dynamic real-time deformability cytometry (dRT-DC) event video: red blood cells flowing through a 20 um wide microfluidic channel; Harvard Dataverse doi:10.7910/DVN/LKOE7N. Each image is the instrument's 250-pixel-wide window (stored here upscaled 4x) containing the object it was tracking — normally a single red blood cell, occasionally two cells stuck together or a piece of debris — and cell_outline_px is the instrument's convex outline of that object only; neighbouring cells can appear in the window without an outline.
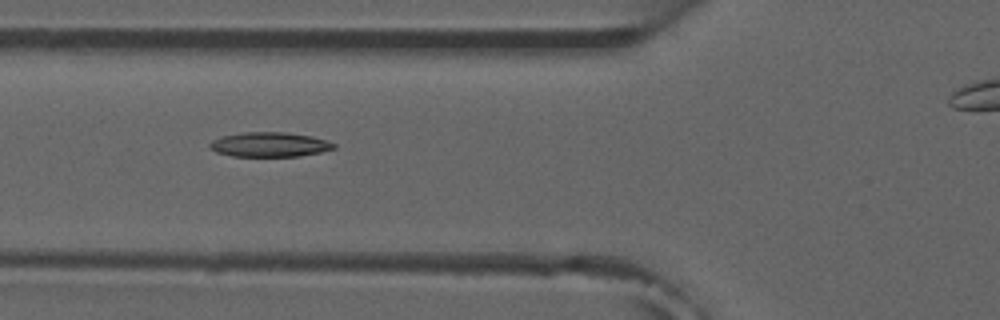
{"species": "common noctule bat (a hibernating species)", "species_latin": "Nyctalus noctula", "temperature_condition": "room temperature", "stored_images_in_passage": 7, "camera_frame_rate_fps": 3000, "um_per_image_px": 0.085, "animal": {"sex": "male", "forearm_length_mm": 52.5}, "frame": {"image": 1, "passage_image": 6, "time_ms": 5.667, "image_size_px": [1000, 320], "cell_outline_px": [[336, 148], [320, 152], [300, 156], [232, 156], [216, 152], [208, 148], [208, 144], [212, 140], [220, 136], [240, 132], [288, 132], [312, 136], [328, 140], [336, 144]], "centroid_in_image_um": [22.89, 12.27], "position_along_channel_um": 102.9, "area_um2": 18.09}}
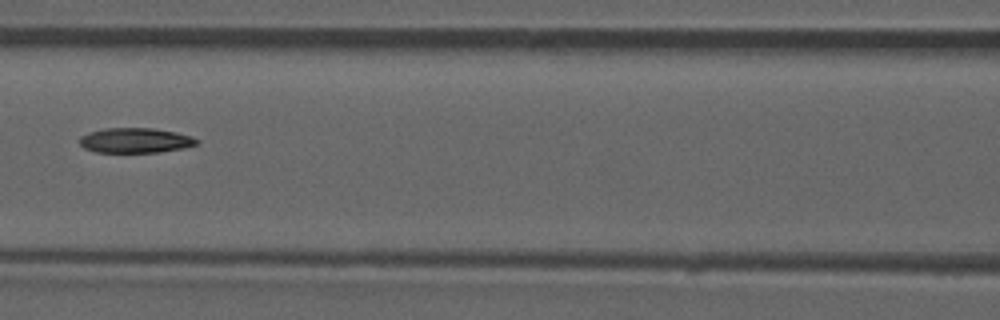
{"frame": {"image": 2, "passage_image": 7, "time_ms": 7.0, "image_size_px": [1000, 320], "cell_outline_px": [[200, 140], [196, 144], [184, 148], [160, 152], [96, 152], [84, 148], [80, 144], [80, 136], [88, 132], [104, 128], [152, 128], [176, 132], [192, 136]], "centroid_in_image_um": [11.5, 11.93], "position_along_channel_um": 155.1, "area_um2": 17.11}}